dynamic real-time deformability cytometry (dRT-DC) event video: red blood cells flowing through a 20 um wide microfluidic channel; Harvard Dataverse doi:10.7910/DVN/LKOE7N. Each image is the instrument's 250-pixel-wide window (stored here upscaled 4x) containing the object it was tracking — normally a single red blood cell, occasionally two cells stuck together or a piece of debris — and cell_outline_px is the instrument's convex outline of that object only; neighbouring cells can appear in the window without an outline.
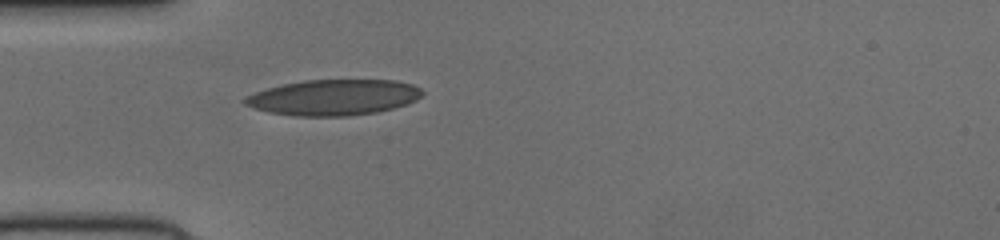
{"species": "human", "species_latin": "Homo sapiens", "temperature_condition": "cold", "stored_images_in_passage": 37, "camera_frame_rate_fps": 3000, "um_per_image_px": 0.085, "donor": {"sex": "female"}, "frame": {"image": 1, "passage_image": 1, "time_ms": 0.0, "image_size_px": [1000, 240], "cell_outline_px": [[424, 92], [416, 100], [408, 104], [376, 112], [348, 116], [292, 116], [268, 112], [252, 108], [244, 104], [244, 96], [268, 88], [284, 84], [304, 80], [396, 80], [412, 84], [420, 88]], "centroid_in_image_um": [28.35, 8.28], "position_along_channel_um": 56.7, "area_um2": 37.05}}
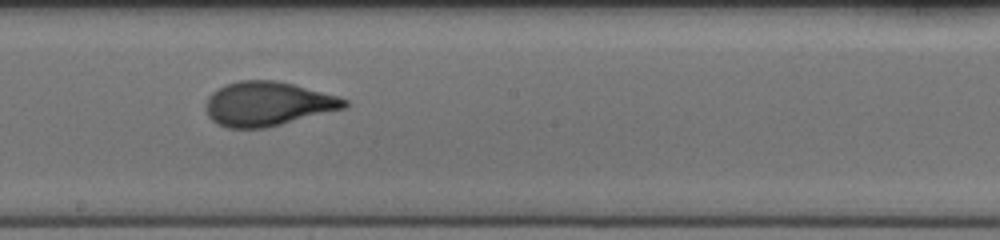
{"frame": {"image": 2, "passage_image": 14, "time_ms": 4.333, "image_size_px": [1000, 240], "cell_outline_px": [[348, 104], [344, 108], [264, 128], [228, 128], [216, 124], [208, 116], [208, 96], [212, 92], [224, 84], [240, 80], [276, 80], [292, 84], [336, 96], [348, 100]], "centroid_in_image_um": [22.71, 8.82], "position_along_channel_um": 225.5, "area_um2": 35.2}}
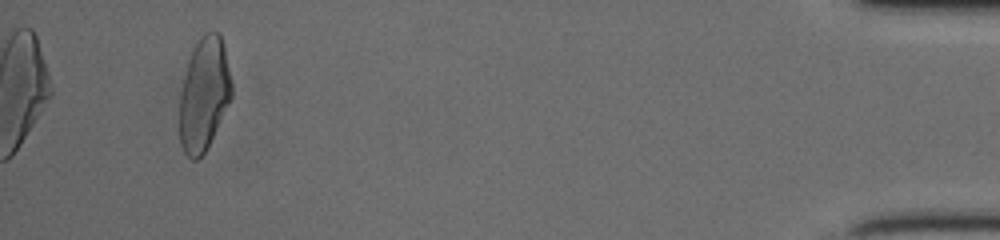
{"frame": {"image": 3, "passage_image": 34, "time_ms": 11.0, "image_size_px": [1000, 240], "cell_outline_px": [[232, 96], [204, 152], [196, 160], [192, 160], [184, 152], [180, 144], [180, 92], [188, 60], [192, 48], [200, 36], [204, 32], [216, 32], [220, 36], [224, 44], [232, 84]], "centroid_in_image_um": [17.33, 7.96], "position_along_channel_um": 417.9, "area_um2": 34.04}}